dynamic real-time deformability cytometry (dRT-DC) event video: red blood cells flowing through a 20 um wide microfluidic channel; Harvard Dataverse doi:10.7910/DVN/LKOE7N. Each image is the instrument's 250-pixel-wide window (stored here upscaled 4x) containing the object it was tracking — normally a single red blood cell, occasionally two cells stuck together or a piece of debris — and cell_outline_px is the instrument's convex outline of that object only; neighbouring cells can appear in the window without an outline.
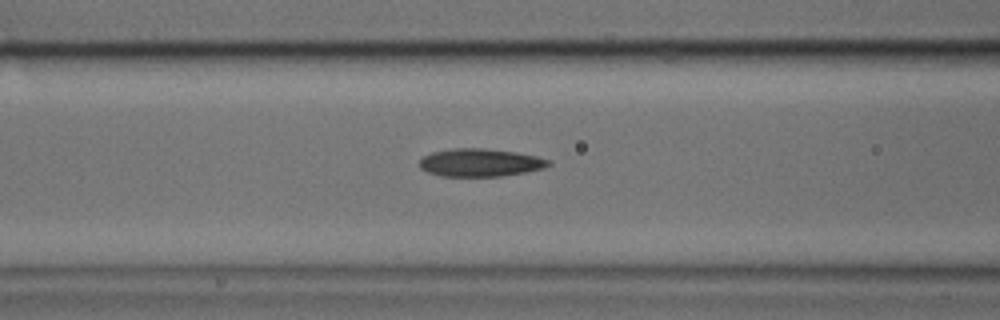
{"species": "common noctule bat (a hibernating species)", "species_latin": "Nyctalus noctula", "temperature_condition": "cold", "stored_images_in_passage": 30, "camera_frame_rate_fps": 3000, "um_per_image_px": 0.085, "animal": {"sex": "male", "body_mass_g": 17.9, "forearm_length_mm": 54.2}, "frame": {"image": 1, "passage_image": 6, "time_ms": 1.667, "image_size_px": [1000, 320], "cell_outline_px": [[552, 164], [544, 168], [524, 172], [500, 176], [440, 176], [428, 172], [420, 168], [420, 160], [424, 156], [432, 152], [448, 148], [484, 148], [516, 152], [536, 156], [548, 160]], "centroid_in_image_um": [40.79, 13.81], "position_along_channel_um": 125.8, "area_um2": 20.92}}
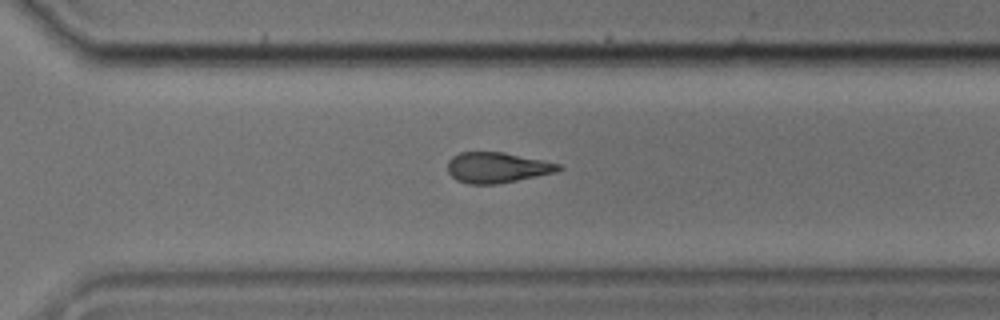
{"frame": {"image": 2, "passage_image": 21, "time_ms": 6.667, "image_size_px": [1000, 320], "cell_outline_px": [[564, 168], [556, 172], [496, 184], [468, 184], [456, 180], [448, 172], [448, 160], [452, 156], [460, 152], [504, 152], [560, 164]], "centroid_in_image_um": [42.23, 14.24], "position_along_channel_um": 328.4, "area_um2": 19.65}}
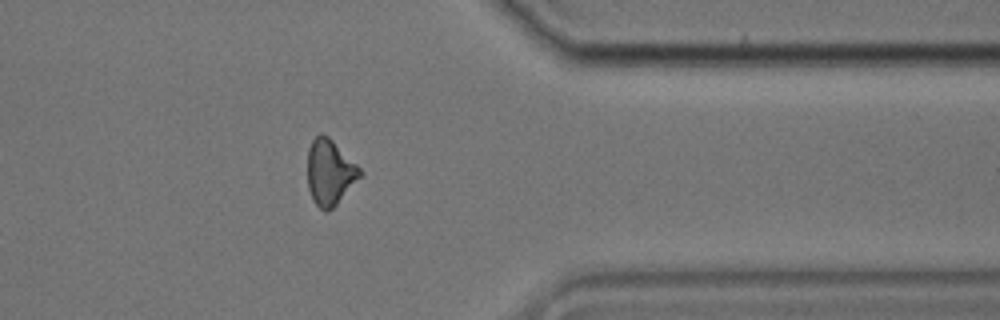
{"frame": {"image": 3, "passage_image": 26, "time_ms": 8.333, "image_size_px": [1000, 320], "cell_outline_px": [[364, 176], [328, 212], [324, 212], [312, 200], [308, 188], [308, 148], [312, 140], [320, 132], [328, 136], [364, 172]], "centroid_in_image_um": [28.05, 14.67], "position_along_channel_um": 383.3, "area_um2": 20.23}}